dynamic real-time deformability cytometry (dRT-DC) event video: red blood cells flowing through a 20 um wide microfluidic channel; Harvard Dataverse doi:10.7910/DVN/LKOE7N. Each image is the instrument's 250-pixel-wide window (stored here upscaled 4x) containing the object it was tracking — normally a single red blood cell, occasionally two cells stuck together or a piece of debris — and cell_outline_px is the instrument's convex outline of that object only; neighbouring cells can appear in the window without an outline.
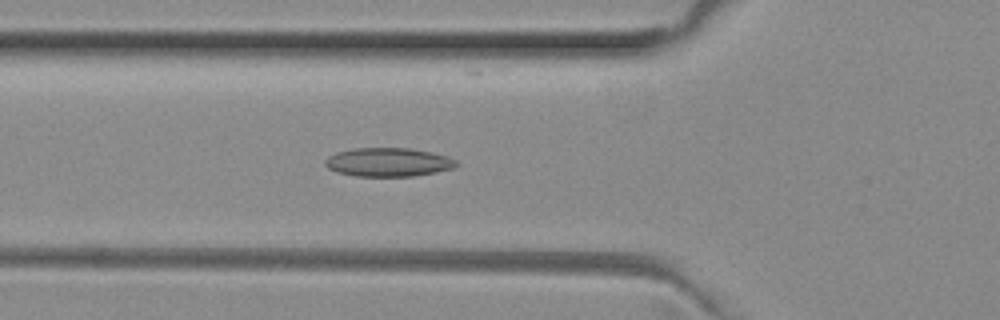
{"species": "common noctule bat (a hibernating species)", "species_latin": "Nyctalus noctula", "temperature_condition": "room temperature", "stored_images_in_passage": 52, "camera_frame_rate_fps": 3000, "um_per_image_px": 0.085, "animal": {"sex": "female", "body_mass_g": 29.2, "forearm_length_mm": 56.3}, "frame": {"image": 1, "passage_image": 18, "time_ms": 5.667, "image_size_px": [1000, 320], "cell_outline_px": [[456, 164], [452, 168], [436, 172], [412, 176], [356, 176], [336, 172], [328, 168], [324, 164], [324, 160], [328, 156], [336, 152], [352, 148], [408, 148], [432, 152], [448, 156], [456, 160]], "centroid_in_image_um": [32.96, 13.78], "position_along_channel_um": 92.8, "area_um2": 21.96}}
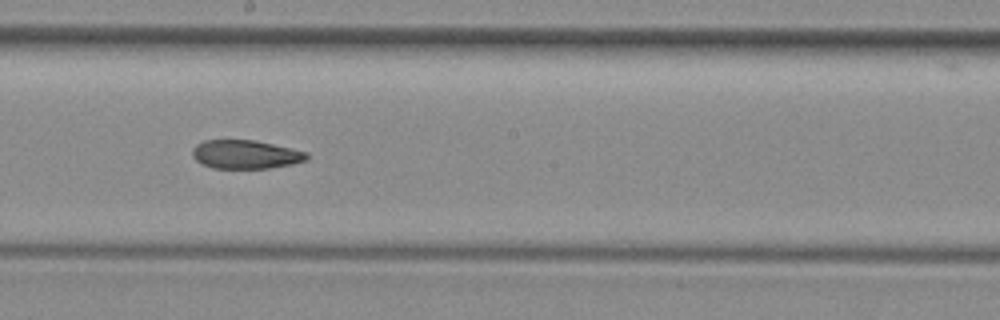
{"frame": {"image": 2, "passage_image": 28, "time_ms": 9.0, "image_size_px": [1000, 320], "cell_outline_px": [[308, 160], [292, 164], [268, 168], [212, 168], [200, 164], [192, 156], [192, 148], [196, 144], [204, 140], [256, 140], [292, 148], [308, 152]], "centroid_in_image_um": [20.86, 13.12], "position_along_channel_um": 227.3, "area_um2": 19.31}}
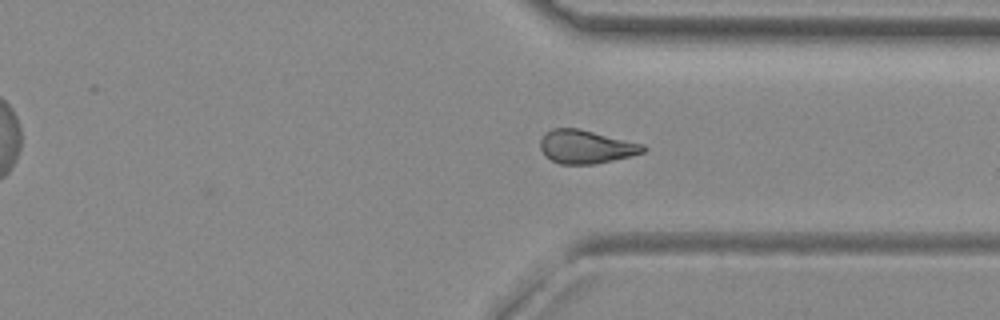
{"frame": {"image": 3, "passage_image": 38, "time_ms": 12.333, "image_size_px": [1000, 320], "cell_outline_px": [[648, 148], [644, 152], [632, 156], [596, 164], [560, 164], [544, 156], [540, 148], [540, 140], [552, 128], [576, 128], [644, 144]], "centroid_in_image_um": [49.83, 12.49], "position_along_channel_um": 361.6, "area_um2": 20.0}, "authors_computed_cell_mechanics": {"area_um2": 20.3456, "velocity_mm_per_s": 4.0267, "shape_relaxation_time_tau1_ms": null, "shape_relaxation_time_tau2_ms": 6.3684, "deformation_change_tau1": null, "deformation_change_tau2": 0.1059}}